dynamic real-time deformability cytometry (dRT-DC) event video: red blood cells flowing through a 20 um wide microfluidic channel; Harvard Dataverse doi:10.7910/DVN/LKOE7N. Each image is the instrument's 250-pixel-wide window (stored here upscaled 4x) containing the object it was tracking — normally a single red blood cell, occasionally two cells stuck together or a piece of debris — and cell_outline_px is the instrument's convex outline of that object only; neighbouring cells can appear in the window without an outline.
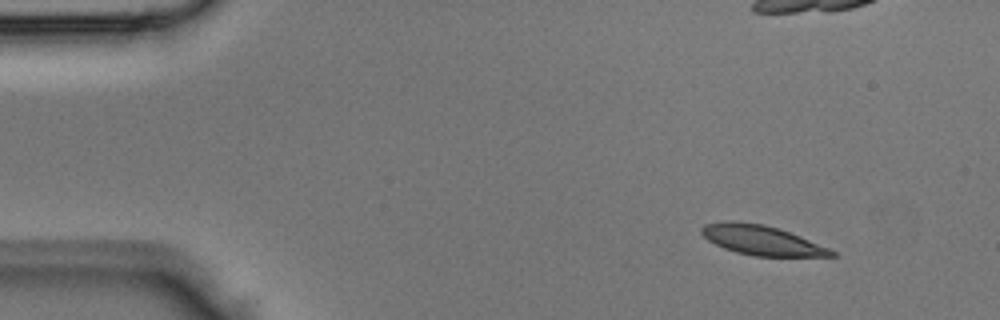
{"species": "Egyptian fruit bat (a non-hibernating species)", "species_latin": "Rousettus aegyptiacus", "temperature_condition": "room temperature", "stored_images_in_passage": 5, "camera_frame_rate_fps": 3000, "um_per_image_px": 0.085, "animal": {"sex": "male"}, "frame": {"image": 1, "passage_image": 1, "time_ms": 0.0, "image_size_px": [1000, 320], "cell_outline_px": [[836, 256], [756, 256], [736, 252], [724, 248], [708, 240], [700, 232], [700, 228], [704, 224], [724, 220], [732, 220], [764, 224], [800, 236], [828, 248], [836, 252]], "centroid_in_image_um": [64.68, 20.4], "position_along_channel_um": 20.3, "area_um2": 22.31}}